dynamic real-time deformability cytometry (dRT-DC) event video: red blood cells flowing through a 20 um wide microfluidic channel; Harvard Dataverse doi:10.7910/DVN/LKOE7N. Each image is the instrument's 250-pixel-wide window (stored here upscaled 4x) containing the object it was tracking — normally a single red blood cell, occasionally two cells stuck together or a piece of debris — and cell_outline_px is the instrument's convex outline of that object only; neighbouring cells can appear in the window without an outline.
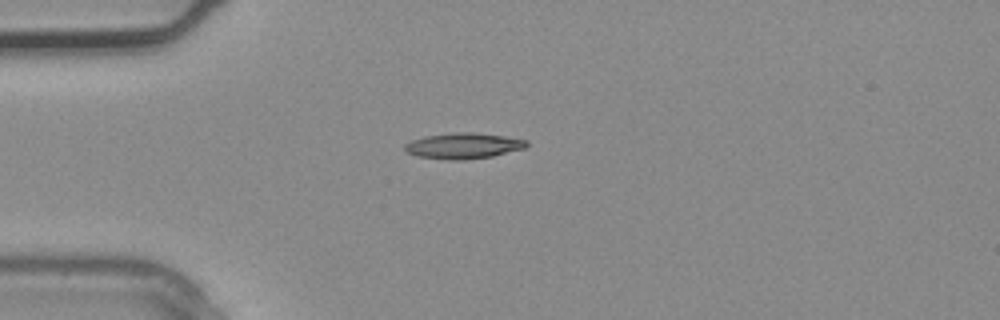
{"species": "common noctule bat (a hibernating species)", "species_latin": "Nyctalus noctula", "temperature_condition": "warm", "stored_images_in_passage": 2, "camera_frame_rate_fps": 3000, "um_per_image_px": 0.085, "animal": {"sex": "male", "body_mass_g": 20.4}, "frame": {"image": 1, "passage_image": 2, "time_ms": 0.333, "image_size_px": [1000, 320], "cell_outline_px": [[528, 144], [524, 148], [492, 156], [464, 160], [448, 160], [420, 156], [408, 152], [404, 148], [404, 144], [412, 140], [424, 136], [460, 132], [472, 132], [504, 136], [528, 140]], "centroid_in_image_um": [39.4, 12.39], "position_along_channel_um": 45.6, "area_um2": 18.09}}